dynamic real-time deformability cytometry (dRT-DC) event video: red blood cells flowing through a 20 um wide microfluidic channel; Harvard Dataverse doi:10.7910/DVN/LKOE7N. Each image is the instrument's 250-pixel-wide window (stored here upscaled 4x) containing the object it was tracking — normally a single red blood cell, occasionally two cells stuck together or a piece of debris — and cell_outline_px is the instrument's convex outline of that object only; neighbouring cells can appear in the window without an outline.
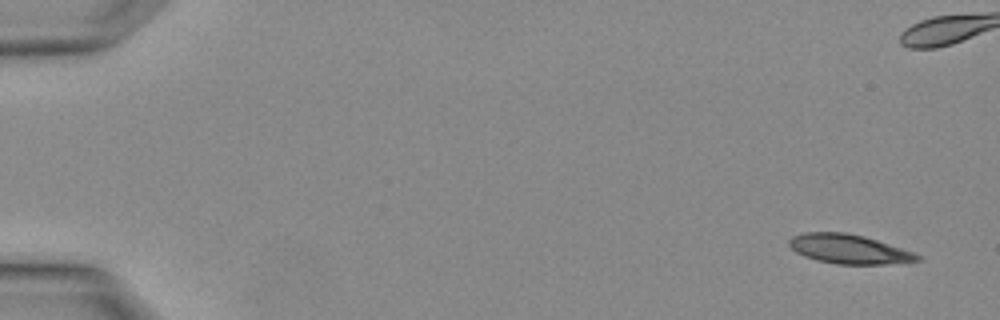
{"species": "Egyptian fruit bat (a non-hibernating species)", "species_latin": "Rousettus aegyptiacus", "temperature_condition": "warm", "stored_images_in_passage": 2, "camera_frame_rate_fps": 3000, "um_per_image_px": 0.085, "animal": {"sex": "female"}, "frame": {"image": 1, "passage_image": 2, "time_ms": 0.333, "image_size_px": [1000, 320], "cell_outline_px": [[924, 260], [884, 264], [836, 264], [816, 260], [804, 256], [796, 252], [788, 244], [788, 240], [792, 236], [804, 232], [844, 232], [864, 236], [924, 256]], "centroid_in_image_um": [72.14, 21.17], "position_along_channel_um": 12.9, "area_um2": 21.85}}